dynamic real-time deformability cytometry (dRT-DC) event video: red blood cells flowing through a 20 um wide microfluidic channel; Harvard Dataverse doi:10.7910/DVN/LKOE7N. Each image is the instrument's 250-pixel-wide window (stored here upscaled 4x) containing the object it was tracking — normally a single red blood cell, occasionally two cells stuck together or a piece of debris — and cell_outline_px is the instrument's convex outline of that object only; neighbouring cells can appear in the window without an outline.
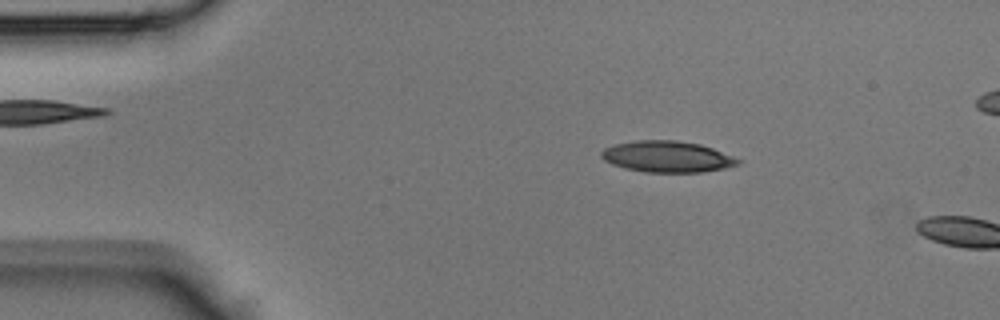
{"species": "Egyptian fruit bat (a non-hibernating species)", "species_latin": "Rousettus aegyptiacus", "temperature_condition": "room temperature", "stored_images_in_passage": 5, "camera_frame_rate_fps": 3000, "um_per_image_px": 0.085, "animal": {"sex": "male"}, "frame": {"image": 1, "passage_image": 3, "time_ms": 0.667, "image_size_px": [1000, 320], "cell_outline_px": [[740, 164], [724, 168], [704, 172], [644, 172], [624, 168], [612, 164], [604, 160], [600, 156], [600, 152], [604, 148], [616, 144], [636, 140], [676, 140], [700, 144], [712, 148], [732, 156], [740, 160]], "centroid_in_image_um": [56.68, 13.31], "position_along_channel_um": 28.3, "area_um2": 24.85}}